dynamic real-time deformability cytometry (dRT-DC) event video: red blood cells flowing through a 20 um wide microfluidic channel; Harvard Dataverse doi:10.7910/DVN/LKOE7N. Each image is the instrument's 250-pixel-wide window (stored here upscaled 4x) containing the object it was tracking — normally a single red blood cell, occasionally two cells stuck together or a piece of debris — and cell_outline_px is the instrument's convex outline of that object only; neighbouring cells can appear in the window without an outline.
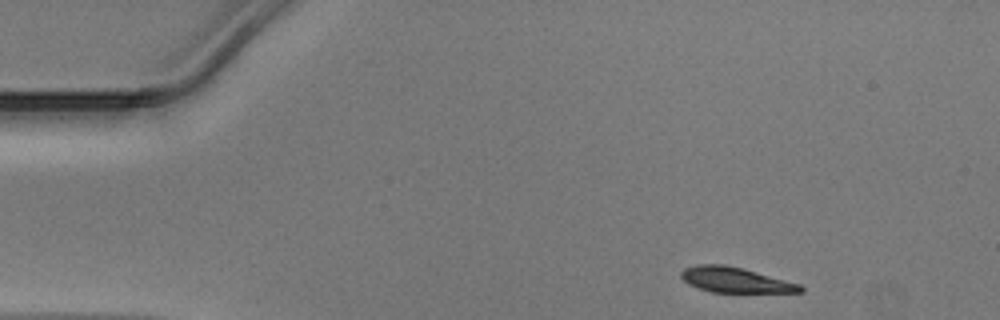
{"species": "Egyptian fruit bat (a non-hibernating species)", "species_latin": "Rousettus aegyptiacus", "temperature_condition": "warm", "stored_images_in_passage": 36, "camera_frame_rate_fps": 3000, "um_per_image_px": 0.085, "animal": {"sex": "male"}, "frame": {"image": 1, "passage_image": 1, "time_ms": 0.0, "image_size_px": [1000, 320], "cell_outline_px": [[804, 292], [712, 292], [688, 284], [680, 276], [680, 272], [684, 268], [696, 264], [724, 264], [740, 268], [800, 284], [804, 288]], "centroid_in_image_um": [62.46, 23.79], "position_along_channel_um": 22.5, "area_um2": 17.28}}
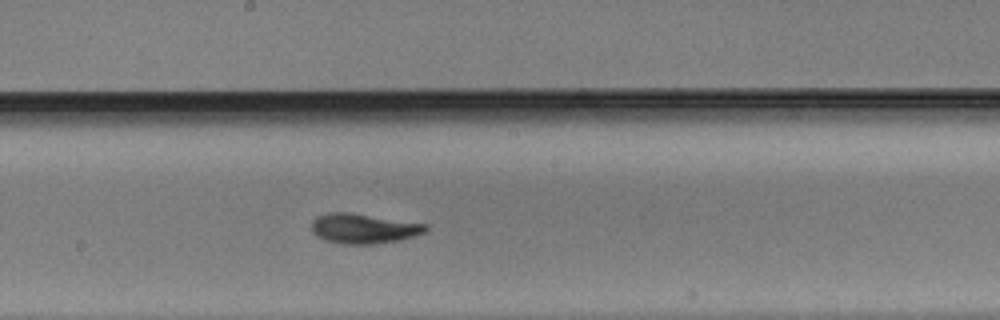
{"frame": {"image": 2, "passage_image": 21, "time_ms": 6.667, "image_size_px": [1000, 320], "cell_outline_px": [[428, 228], [424, 232], [416, 236], [400, 240], [372, 244], [340, 244], [324, 240], [316, 236], [312, 232], [312, 220], [316, 216], [328, 212], [352, 212], [428, 224]], "centroid_in_image_um": [30.89, 19.42], "position_along_channel_um": 217.3, "area_um2": 20.23}}
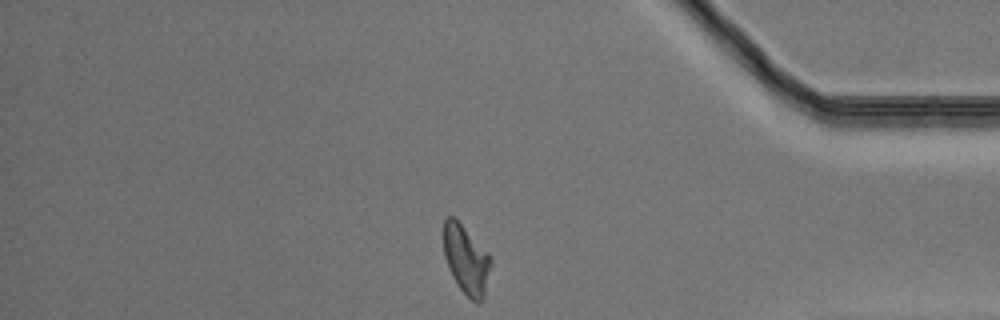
{"frame": {"image": 3, "passage_image": 36, "time_ms": 11.667, "image_size_px": [1000, 320], "cell_outline_px": [[492, 264], [484, 296], [480, 304], [476, 304], [460, 288], [452, 276], [448, 268], [444, 256], [444, 220], [448, 216], [452, 216], [488, 252], [492, 260]], "centroid_in_image_um": [39.64, 22.11], "position_along_channel_um": 395.6, "area_um2": 18.79}}